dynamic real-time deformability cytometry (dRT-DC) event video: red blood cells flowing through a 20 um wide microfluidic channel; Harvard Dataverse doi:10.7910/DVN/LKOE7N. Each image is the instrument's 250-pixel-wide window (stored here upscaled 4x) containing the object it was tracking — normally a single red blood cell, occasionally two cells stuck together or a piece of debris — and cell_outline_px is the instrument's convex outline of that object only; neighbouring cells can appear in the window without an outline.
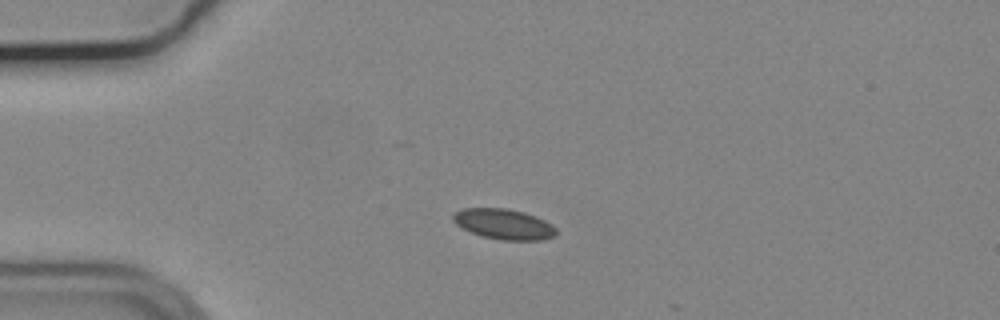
{"species": "common noctule bat (a hibernating species)", "species_latin": "Nyctalus noctula", "temperature_condition": "cold", "stored_images_in_passage": 16, "camera_frame_rate_fps": 3000, "um_per_image_px": 0.085, "animal": {"sex": "male", "body_mass_g": 19.2, "forearm_length_mm": 51.8}, "frame": {"image": 1, "passage_image": 8, "time_ms": 2.333, "image_size_px": [1000, 320], "cell_outline_px": [[556, 236], [540, 240], [504, 240], [484, 236], [472, 232], [456, 224], [452, 220], [452, 216], [456, 212], [464, 208], [504, 208], [524, 212], [536, 216], [552, 224], [556, 228]], "centroid_in_image_um": [42.85, 19.04], "position_along_channel_um": 42.1, "area_um2": 18.09}}
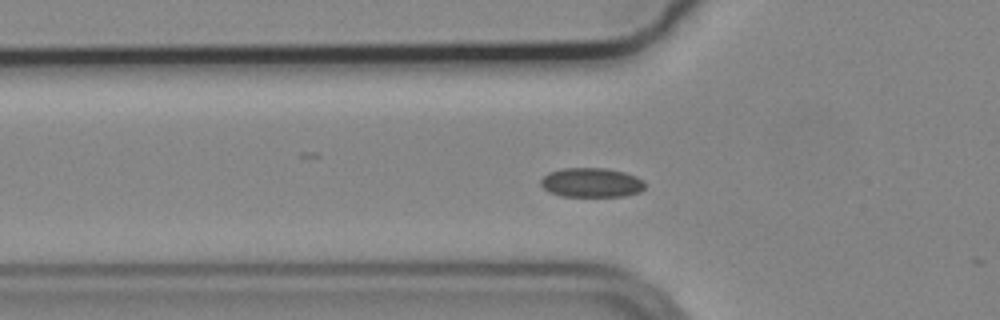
{"frame": {"image": 2, "passage_image": 13, "time_ms": 4.0, "image_size_px": [1000, 320], "cell_outline_px": [[644, 188], [640, 192], [624, 196], [560, 196], [548, 192], [540, 184], [540, 180], [548, 172], [564, 168], [604, 168], [624, 172], [636, 176], [644, 180]], "centroid_in_image_um": [50.26, 15.52], "position_along_channel_um": 75.5, "area_um2": 17.92}}